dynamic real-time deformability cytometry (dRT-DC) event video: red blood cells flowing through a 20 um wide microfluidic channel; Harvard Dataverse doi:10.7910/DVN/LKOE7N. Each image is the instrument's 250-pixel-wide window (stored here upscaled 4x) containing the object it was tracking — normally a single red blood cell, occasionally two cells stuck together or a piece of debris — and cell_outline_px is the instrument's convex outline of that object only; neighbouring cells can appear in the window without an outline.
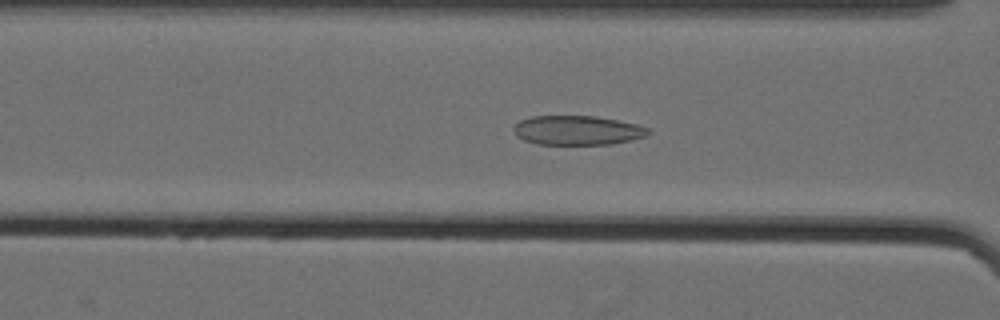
{"species": "Egyptian fruit bat (a non-hibernating species)", "species_latin": "Rousettus aegyptiacus", "temperature_condition": "cold", "stored_images_in_passage": 61, "camera_frame_rate_fps": 3000, "um_per_image_px": 0.085, "animal": {"sex": "female"}, "frame": {"image": 1, "passage_image": 29, "time_ms": 9.333, "image_size_px": [1000, 320], "cell_outline_px": [[652, 132], [648, 136], [632, 140], [612, 144], [536, 144], [524, 140], [516, 136], [512, 128], [520, 120], [532, 116], [596, 116], [636, 124], [648, 128]], "centroid_in_image_um": [49.09, 11.08], "position_along_channel_um": 117.5, "area_um2": 23.12}}
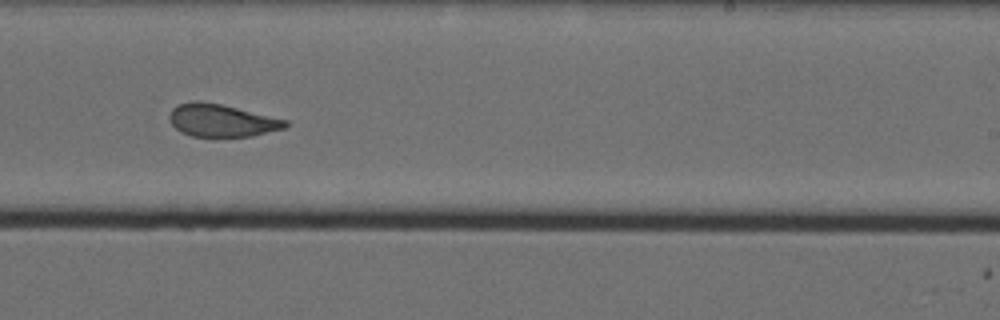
{"frame": {"image": 2, "passage_image": 42, "time_ms": 13.667, "image_size_px": [1000, 320], "cell_outline_px": [[288, 124], [284, 128], [252, 136], [192, 136], [180, 132], [168, 120], [168, 116], [172, 108], [176, 104], [192, 100], [200, 100], [220, 104], [288, 120]], "centroid_in_image_um": [18.78, 10.22], "position_along_channel_um": 270.2, "area_um2": 22.02}}
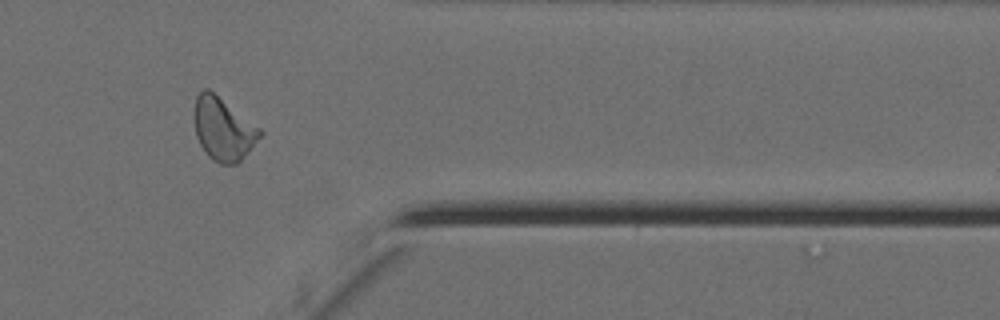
{"frame": {"image": 3, "passage_image": 53, "time_ms": 17.333, "image_size_px": [1000, 320], "cell_outline_px": [[264, 132], [240, 160], [236, 164], [220, 164], [212, 160], [208, 156], [200, 144], [196, 136], [192, 120], [192, 116], [196, 96], [204, 88], [208, 88], [260, 128]], "centroid_in_image_um": [18.92, 10.95], "position_along_channel_um": 392.5, "area_um2": 24.04}, "authors_computed_cell_mechanics": {"area_um2": 24.276, "velocity_mm_per_s": 3.5223, "shape_relaxation_time_tau1_ms": 8.7691, "shape_relaxation_time_tau2_ms": 1.8306, "deformation_change_tau1": 0.171, "deformation_change_tau2": 0.0627}}